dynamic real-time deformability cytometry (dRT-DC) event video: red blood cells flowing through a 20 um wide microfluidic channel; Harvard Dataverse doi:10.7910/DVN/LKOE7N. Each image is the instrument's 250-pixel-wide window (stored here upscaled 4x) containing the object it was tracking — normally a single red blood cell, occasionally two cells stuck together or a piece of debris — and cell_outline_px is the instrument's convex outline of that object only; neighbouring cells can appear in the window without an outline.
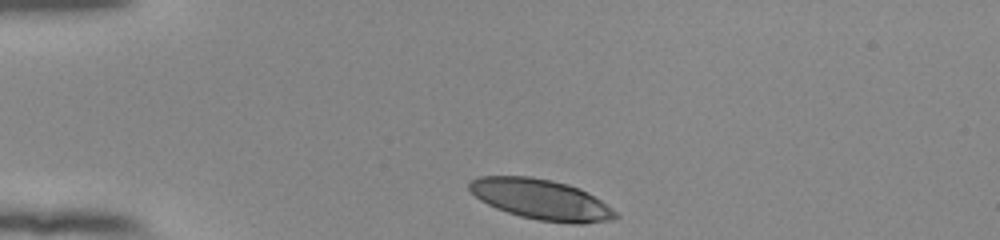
{"species": "human", "species_latin": "Homo sapiens", "temperature_condition": "room temperature", "stored_images_in_passage": 34, "camera_frame_rate_fps": 3000, "um_per_image_px": 0.085, "donor": {"sex": "female"}, "frame": {"image": 1, "passage_image": 1, "time_ms": 0.0, "image_size_px": [1000, 240], "cell_outline_px": [[620, 216], [612, 220], [584, 224], [572, 224], [540, 220], [520, 216], [496, 208], [480, 200], [468, 188], [468, 180], [480, 176], [532, 176], [552, 180], [568, 184], [580, 188], [588, 192], [612, 208]], "centroid_in_image_um": [46.01, 16.95], "position_along_channel_um": 39.0, "area_um2": 34.56}}
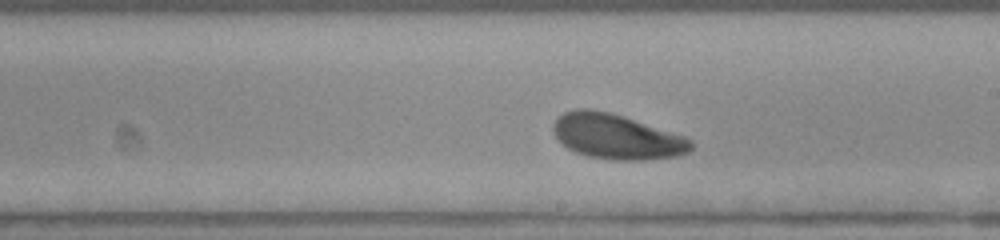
{"frame": {"image": 2, "passage_image": 20, "time_ms": 6.333, "image_size_px": [1000, 240], "cell_outline_px": [[692, 148], [688, 152], [676, 156], [644, 160], [612, 160], [588, 156], [576, 152], [568, 148], [556, 136], [552, 128], [552, 124], [564, 112], [576, 108], [588, 108], [608, 112], [624, 116], [684, 136], [692, 140]], "centroid_in_image_um": [52.41, 11.61], "position_along_channel_um": 236.6, "area_um2": 35.95}}
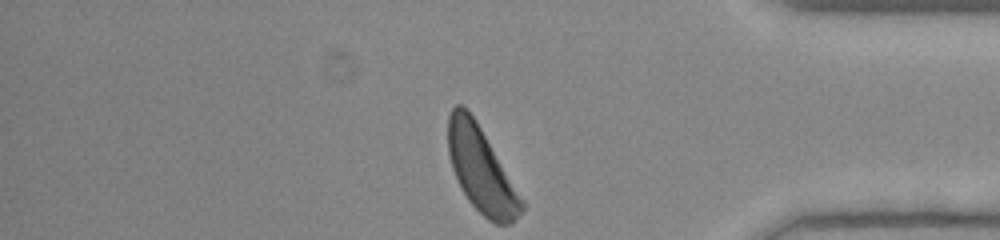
{"frame": {"image": 3, "passage_image": 34, "time_ms": 11.0, "image_size_px": [1000, 240], "cell_outline_px": [[524, 208], [512, 224], [496, 224], [488, 220], [468, 200], [460, 188], [452, 168], [448, 152], [448, 116], [452, 108], [456, 104], [460, 104], [468, 108], [476, 120], [524, 200]], "centroid_in_image_um": [40.89, 14.42], "position_along_channel_um": 394.3, "area_um2": 36.41}, "authors_computed_cell_mechanics": {"area_um2": 35.9227, "velocity_mm_per_s": 3.8205, "shape_relaxation_time_tau1_ms": 2.5488, "shape_relaxation_time_tau2_ms": null, "deformation_change_tau1": 0.1293, "deformation_change_tau2": null}}